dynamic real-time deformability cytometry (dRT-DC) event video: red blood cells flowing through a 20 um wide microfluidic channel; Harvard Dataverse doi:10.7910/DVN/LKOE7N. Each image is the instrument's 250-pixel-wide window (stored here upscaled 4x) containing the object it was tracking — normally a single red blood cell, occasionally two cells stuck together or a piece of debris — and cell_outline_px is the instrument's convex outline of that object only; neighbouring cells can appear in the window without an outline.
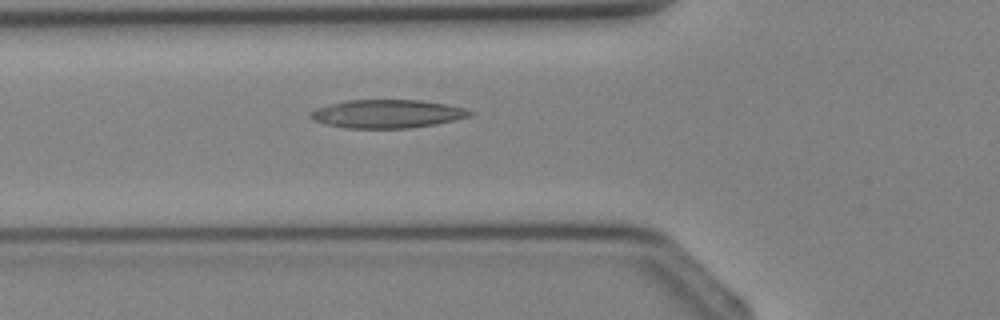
{"species": "Egyptian fruit bat (a non-hibernating species)", "species_latin": "Rousettus aegyptiacus", "temperature_condition": "cold", "stored_images_in_passage": 5, "segment_of_instrument_passage": [1, 2], "camera_frame_rate_fps": 3000, "um_per_image_px": 0.085, "animal": {"sex": "female"}, "frame": {"image": 1, "passage_image": 4, "time_ms": 3.333, "image_size_px": [1000, 320], "cell_outline_px": [[476, 112], [468, 116], [436, 124], [412, 128], [344, 128], [324, 124], [312, 120], [308, 116], [308, 112], [316, 108], [328, 104], [348, 100], [420, 100], [448, 104], [468, 108]], "centroid_in_image_um": [32.88, 9.67], "position_along_channel_um": 92.9, "area_um2": 26.65}}